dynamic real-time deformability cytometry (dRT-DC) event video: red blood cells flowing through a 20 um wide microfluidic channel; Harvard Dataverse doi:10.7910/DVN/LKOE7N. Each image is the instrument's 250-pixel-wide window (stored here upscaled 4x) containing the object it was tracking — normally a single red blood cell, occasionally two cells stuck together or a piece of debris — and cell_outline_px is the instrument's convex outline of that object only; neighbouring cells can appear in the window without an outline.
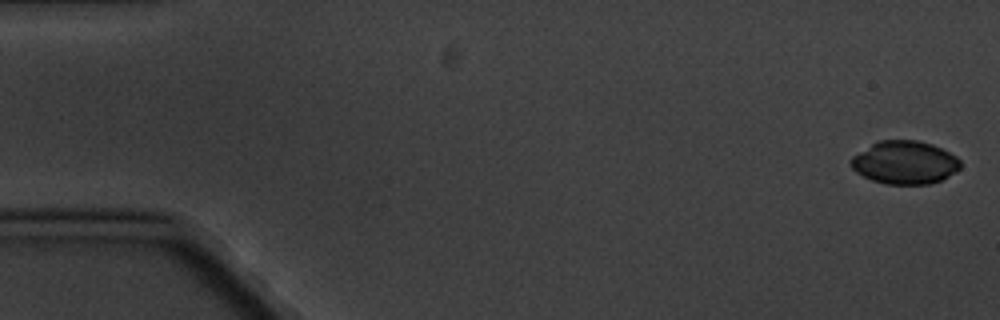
{"species": "common noctule bat (a hibernating species)", "species_latin": "Nyctalus noctula", "temperature_condition": "cold", "stored_images_in_passage": 7, "camera_frame_rate_fps": 3000, "um_per_image_px": 0.085, "animal": {"sex": "male", "body_mass_g": 20.1, "forearm_length_mm": 53.5}, "frame": {"image": 1, "passage_image": 1, "time_ms": 0.0, "image_size_px": [1000, 320], "cell_outline_px": [[960, 168], [956, 172], [940, 180], [928, 184], [888, 184], [872, 180], [856, 172], [848, 164], [848, 160], [852, 156], [872, 144], [880, 140], [916, 140], [932, 144], [956, 156], [960, 160]], "centroid_in_image_um": [76.88, 13.81], "position_along_channel_um": 8.1, "area_um2": 27.46}}